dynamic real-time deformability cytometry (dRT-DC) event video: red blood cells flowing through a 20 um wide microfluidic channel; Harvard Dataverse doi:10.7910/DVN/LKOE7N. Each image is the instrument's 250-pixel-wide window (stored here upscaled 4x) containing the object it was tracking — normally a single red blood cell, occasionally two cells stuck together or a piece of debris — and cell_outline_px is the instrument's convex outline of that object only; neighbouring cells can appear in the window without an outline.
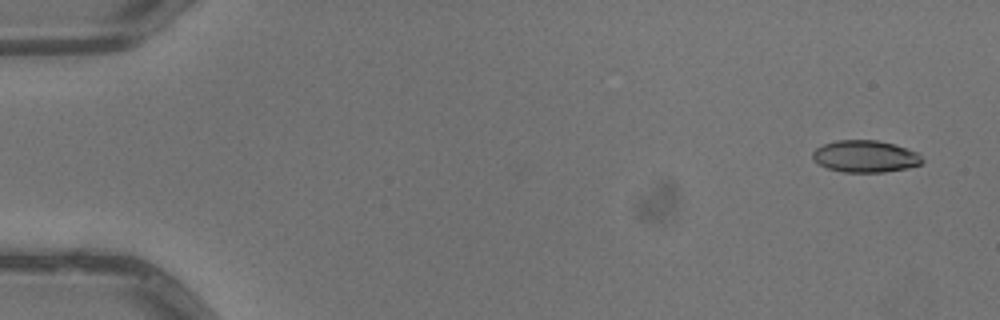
{"species": "common noctule bat (a hibernating species)", "species_latin": "Nyctalus noctula", "temperature_condition": "warm", "stored_images_in_passage": 4, "camera_frame_rate_fps": 3000, "um_per_image_px": 0.085, "animal": {"sex": "male", "body_mass_g": 13.3}, "frame": {"image": 1, "passage_image": 1, "time_ms": 0.0, "image_size_px": [1000, 320], "cell_outline_px": [[924, 160], [920, 164], [908, 168], [884, 172], [844, 172], [828, 168], [812, 160], [812, 152], [816, 148], [824, 144], [836, 140], [876, 140], [892, 144], [920, 152]], "centroid_in_image_um": [73.56, 13.29], "position_along_channel_um": 11.4, "area_um2": 20.46}}
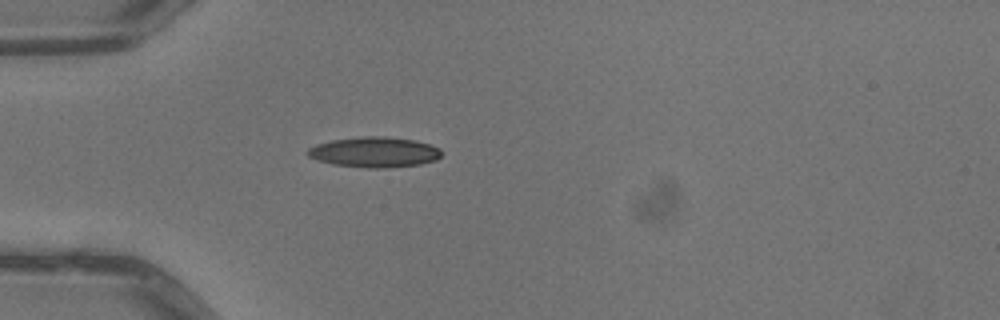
{"frame": {"image": 2, "passage_image": 4, "time_ms": 1.0, "image_size_px": [1000, 320], "cell_outline_px": [[444, 152], [436, 160], [420, 164], [388, 168], [368, 168], [332, 164], [308, 156], [304, 152], [308, 148], [316, 144], [332, 140], [364, 136], [384, 136], [416, 140], [440, 148]], "centroid_in_image_um": [31.84, 12.93], "position_along_channel_um": 53.2, "area_um2": 23.81}}